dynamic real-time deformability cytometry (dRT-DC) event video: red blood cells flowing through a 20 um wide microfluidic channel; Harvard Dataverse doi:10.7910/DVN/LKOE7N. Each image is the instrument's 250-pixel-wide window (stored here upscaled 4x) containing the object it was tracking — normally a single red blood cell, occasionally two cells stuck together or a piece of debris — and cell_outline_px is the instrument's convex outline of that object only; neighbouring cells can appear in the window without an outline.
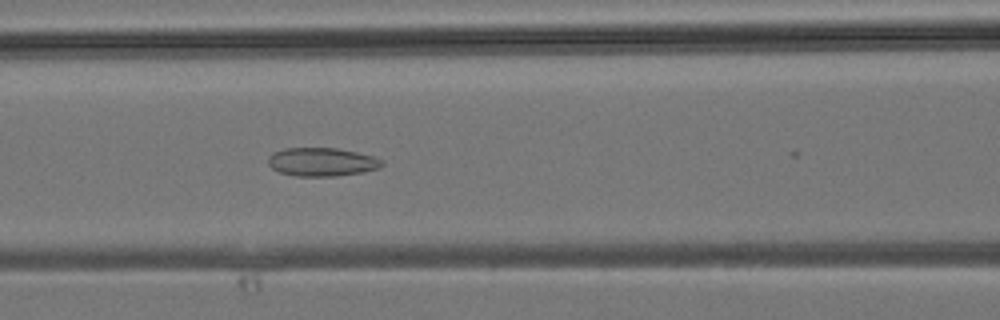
{"species": "common noctule bat (a hibernating species)", "species_latin": "Nyctalus noctula", "temperature_condition": "room temperature", "stored_images_in_passage": 8, "camera_frame_rate_fps": 3000, "um_per_image_px": 0.085, "animal": {"sex": "male", "body_mass_g": 19.2, "forearm_length_mm": 51.8}, "frame": {"image": 1, "passage_image": 7, "time_ms": 2.0, "image_size_px": [1000, 320], "cell_outline_px": [[384, 164], [380, 168], [364, 172], [336, 176], [296, 176], [280, 172], [272, 168], [268, 164], [268, 156], [272, 152], [284, 148], [336, 148], [356, 152], [372, 156], [384, 160]], "centroid_in_image_um": [27.36, 13.76], "position_along_channel_um": 139.2, "area_um2": 19.02}}